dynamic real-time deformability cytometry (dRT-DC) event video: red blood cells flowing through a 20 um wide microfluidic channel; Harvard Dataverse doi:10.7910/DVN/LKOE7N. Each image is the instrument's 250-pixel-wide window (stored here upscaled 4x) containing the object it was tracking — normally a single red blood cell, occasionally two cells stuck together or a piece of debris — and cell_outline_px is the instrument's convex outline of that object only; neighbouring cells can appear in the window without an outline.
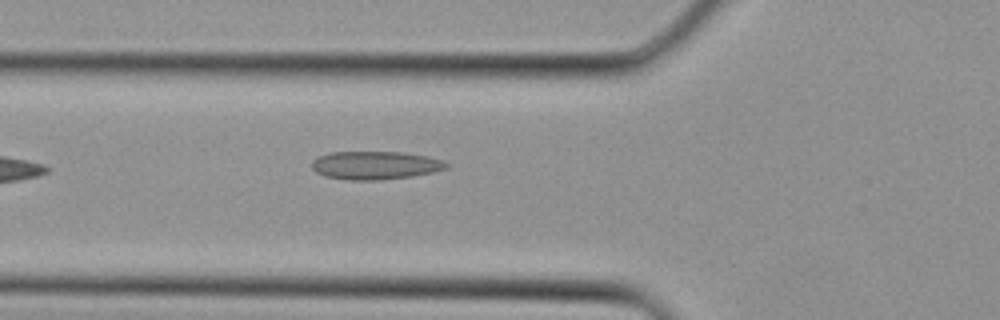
{"species": "Egyptian fruit bat (a non-hibernating species)", "species_latin": "Rousettus aegyptiacus", "temperature_condition": "cold", "stored_images_in_passage": 3, "camera_frame_rate_fps": 3000, "um_per_image_px": 0.085, "animal": {"sex": "female"}, "frame": {"image": 1, "passage_image": 3, "time_ms": 0.667, "image_size_px": [1000, 320], "cell_outline_px": [[448, 168], [432, 172], [412, 176], [376, 180], [348, 180], [324, 176], [316, 172], [312, 168], [312, 160], [328, 152], [400, 152], [428, 156], [444, 160], [448, 164]], "centroid_in_image_um": [31.89, 14.05], "position_along_channel_um": 93.9, "area_um2": 22.14}}